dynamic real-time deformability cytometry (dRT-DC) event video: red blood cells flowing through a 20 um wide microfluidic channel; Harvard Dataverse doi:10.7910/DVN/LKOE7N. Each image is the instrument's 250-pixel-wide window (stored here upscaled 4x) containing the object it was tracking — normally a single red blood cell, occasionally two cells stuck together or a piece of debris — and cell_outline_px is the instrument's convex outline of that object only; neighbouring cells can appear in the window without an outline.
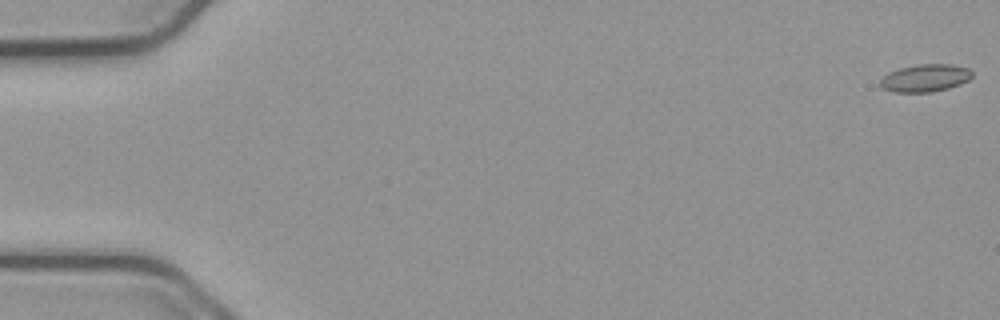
{"species": "common noctule bat (a hibernating species)", "species_latin": "Nyctalus noctula", "temperature_condition": "cold", "stored_images_in_passage": 54, "camera_frame_rate_fps": 3000, "um_per_image_px": 0.085, "animal": {"sex": "male", "body_mass_g": 23.1, "forearm_length_mm": 52.7}, "frame": {"image": 1, "passage_image": 1, "time_ms": 0.0, "image_size_px": [1000, 320], "cell_outline_px": [[972, 76], [968, 80], [960, 84], [948, 88], [932, 92], [892, 92], [884, 88], [880, 84], [880, 80], [888, 72], [900, 68], [916, 64], [952, 64], [968, 68], [972, 72]], "centroid_in_image_um": [78.64, 6.62], "position_along_channel_um": 6.4, "area_um2": 14.74}}
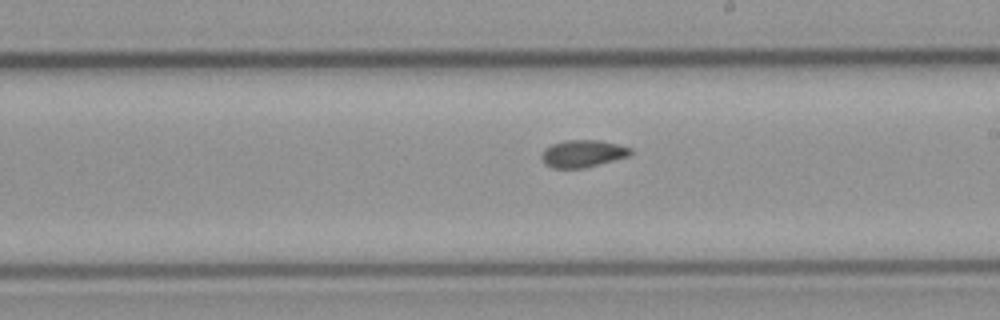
{"frame": {"image": 2, "passage_image": 32, "time_ms": 10.333, "image_size_px": [1000, 320], "cell_outline_px": [[632, 152], [628, 156], [584, 168], [552, 168], [544, 164], [540, 156], [544, 148], [552, 144], [564, 140], [600, 140], [632, 148]], "centroid_in_image_um": [49.49, 13.05], "position_along_channel_um": 239.5, "area_um2": 14.16}}
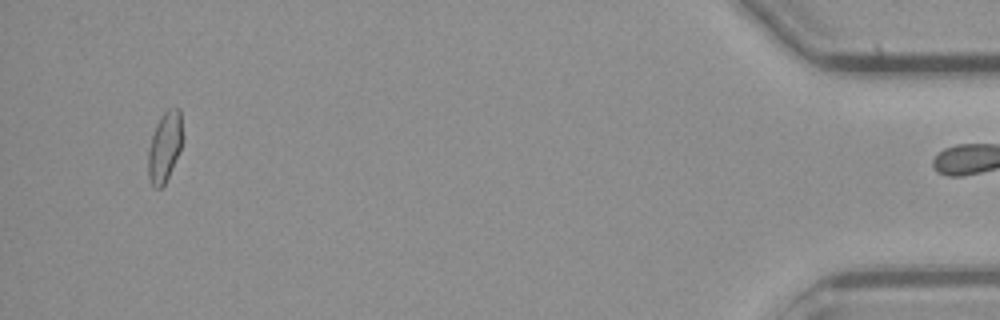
{"frame": {"image": 3, "passage_image": 53, "time_ms": 17.333, "image_size_px": [1000, 320], "cell_outline_px": [[180, 148], [168, 176], [164, 184], [160, 188], [156, 188], [152, 184], [148, 176], [148, 152], [152, 136], [156, 124], [160, 116], [168, 108], [180, 108]], "centroid_in_image_um": [13.95, 12.47], "position_along_channel_um": 421.2, "area_um2": 13.41}}